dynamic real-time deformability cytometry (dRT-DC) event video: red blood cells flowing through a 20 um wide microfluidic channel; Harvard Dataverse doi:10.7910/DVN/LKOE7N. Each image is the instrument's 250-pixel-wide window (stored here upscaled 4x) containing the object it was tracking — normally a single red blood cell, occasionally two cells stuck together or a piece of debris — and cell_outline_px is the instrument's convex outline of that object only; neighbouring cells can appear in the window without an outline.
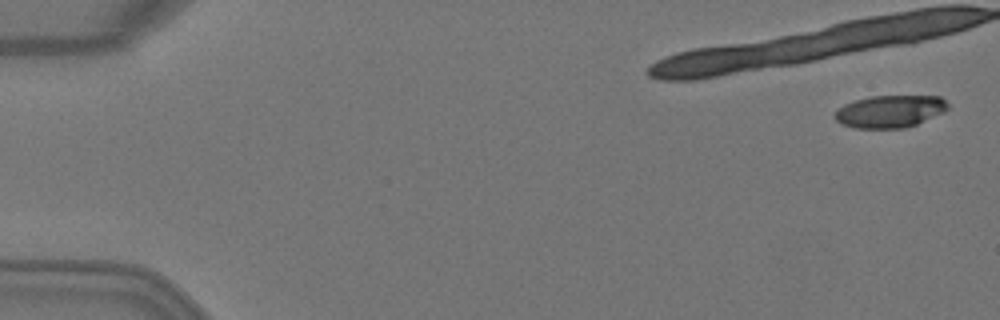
{"species": "Egyptian fruit bat (a non-hibernating species)", "species_latin": "Rousettus aegyptiacus", "temperature_condition": "warm", "stored_images_in_passage": 8, "camera_frame_rate_fps": 3000, "um_per_image_px": 0.085, "animal": {"sex": "female"}, "frame": {"image": 1, "passage_image": 1, "time_ms": 0.0, "image_size_px": [1000, 320], "cell_outline_px": [[948, 108], [944, 112], [916, 124], [904, 128], [856, 128], [840, 124], [832, 116], [844, 104], [856, 100], [872, 96], [940, 96], [948, 104]], "centroid_in_image_um": [75.63, 9.47], "position_along_channel_um": 9.4, "area_um2": 21.21}}